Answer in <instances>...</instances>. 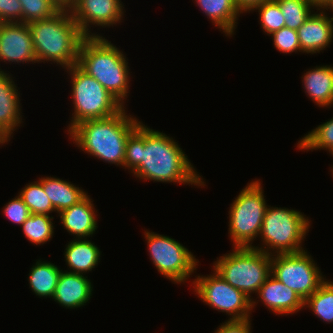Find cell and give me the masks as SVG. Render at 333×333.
Returning a JSON list of instances; mask_svg holds the SVG:
<instances>
[{"instance_id":"obj_19","label":"cell","mask_w":333,"mask_h":333,"mask_svg":"<svg viewBox=\"0 0 333 333\" xmlns=\"http://www.w3.org/2000/svg\"><path fill=\"white\" fill-rule=\"evenodd\" d=\"M303 76V88L308 97L319 107H331L333 105V66H316L306 71Z\"/></svg>"},{"instance_id":"obj_30","label":"cell","mask_w":333,"mask_h":333,"mask_svg":"<svg viewBox=\"0 0 333 333\" xmlns=\"http://www.w3.org/2000/svg\"><path fill=\"white\" fill-rule=\"evenodd\" d=\"M22 6V23L47 19L56 14L60 8L52 0H19Z\"/></svg>"},{"instance_id":"obj_4","label":"cell","mask_w":333,"mask_h":333,"mask_svg":"<svg viewBox=\"0 0 333 333\" xmlns=\"http://www.w3.org/2000/svg\"><path fill=\"white\" fill-rule=\"evenodd\" d=\"M126 56L105 37H85L79 47L77 65L124 104L129 89Z\"/></svg>"},{"instance_id":"obj_34","label":"cell","mask_w":333,"mask_h":333,"mask_svg":"<svg viewBox=\"0 0 333 333\" xmlns=\"http://www.w3.org/2000/svg\"><path fill=\"white\" fill-rule=\"evenodd\" d=\"M230 320L219 325V328L214 333H251V320Z\"/></svg>"},{"instance_id":"obj_37","label":"cell","mask_w":333,"mask_h":333,"mask_svg":"<svg viewBox=\"0 0 333 333\" xmlns=\"http://www.w3.org/2000/svg\"><path fill=\"white\" fill-rule=\"evenodd\" d=\"M60 9L69 10L75 0H52Z\"/></svg>"},{"instance_id":"obj_15","label":"cell","mask_w":333,"mask_h":333,"mask_svg":"<svg viewBox=\"0 0 333 333\" xmlns=\"http://www.w3.org/2000/svg\"><path fill=\"white\" fill-rule=\"evenodd\" d=\"M257 295L263 305L276 315L294 314L305 308L301 297L272 274L261 285Z\"/></svg>"},{"instance_id":"obj_7","label":"cell","mask_w":333,"mask_h":333,"mask_svg":"<svg viewBox=\"0 0 333 333\" xmlns=\"http://www.w3.org/2000/svg\"><path fill=\"white\" fill-rule=\"evenodd\" d=\"M66 70L71 75V96L74 104V113L68 131L81 121L108 118L124 108L114 95L77 64Z\"/></svg>"},{"instance_id":"obj_11","label":"cell","mask_w":333,"mask_h":333,"mask_svg":"<svg viewBox=\"0 0 333 333\" xmlns=\"http://www.w3.org/2000/svg\"><path fill=\"white\" fill-rule=\"evenodd\" d=\"M213 272L207 277L202 275L194 279L195 294L213 309L226 312L232 317L230 320L250 319L257 301L231 286L214 270Z\"/></svg>"},{"instance_id":"obj_20","label":"cell","mask_w":333,"mask_h":333,"mask_svg":"<svg viewBox=\"0 0 333 333\" xmlns=\"http://www.w3.org/2000/svg\"><path fill=\"white\" fill-rule=\"evenodd\" d=\"M65 261L71 273L83 274L92 271L100 262V249L88 239H74L66 245Z\"/></svg>"},{"instance_id":"obj_28","label":"cell","mask_w":333,"mask_h":333,"mask_svg":"<svg viewBox=\"0 0 333 333\" xmlns=\"http://www.w3.org/2000/svg\"><path fill=\"white\" fill-rule=\"evenodd\" d=\"M285 20V27L297 30L315 8L308 0H276ZM313 8V9H312Z\"/></svg>"},{"instance_id":"obj_25","label":"cell","mask_w":333,"mask_h":333,"mask_svg":"<svg viewBox=\"0 0 333 333\" xmlns=\"http://www.w3.org/2000/svg\"><path fill=\"white\" fill-rule=\"evenodd\" d=\"M52 216L31 214L22 224L23 233L34 245H43L53 238L54 224Z\"/></svg>"},{"instance_id":"obj_17","label":"cell","mask_w":333,"mask_h":333,"mask_svg":"<svg viewBox=\"0 0 333 333\" xmlns=\"http://www.w3.org/2000/svg\"><path fill=\"white\" fill-rule=\"evenodd\" d=\"M92 202L90 196L86 195L81 201L59 213L60 223L67 232L76 235L75 239H87L98 228L97 210Z\"/></svg>"},{"instance_id":"obj_2","label":"cell","mask_w":333,"mask_h":333,"mask_svg":"<svg viewBox=\"0 0 333 333\" xmlns=\"http://www.w3.org/2000/svg\"><path fill=\"white\" fill-rule=\"evenodd\" d=\"M140 123L128 115L124 107L108 118L81 121L68 133L73 143L85 153L124 167L126 141Z\"/></svg>"},{"instance_id":"obj_21","label":"cell","mask_w":333,"mask_h":333,"mask_svg":"<svg viewBox=\"0 0 333 333\" xmlns=\"http://www.w3.org/2000/svg\"><path fill=\"white\" fill-rule=\"evenodd\" d=\"M52 203L56 213L70 208L81 201L87 192L66 180L55 177H42L38 180Z\"/></svg>"},{"instance_id":"obj_5","label":"cell","mask_w":333,"mask_h":333,"mask_svg":"<svg viewBox=\"0 0 333 333\" xmlns=\"http://www.w3.org/2000/svg\"><path fill=\"white\" fill-rule=\"evenodd\" d=\"M305 216L297 210L268 206L259 235L264 246L252 247L271 256L303 251L302 241L310 228Z\"/></svg>"},{"instance_id":"obj_23","label":"cell","mask_w":333,"mask_h":333,"mask_svg":"<svg viewBox=\"0 0 333 333\" xmlns=\"http://www.w3.org/2000/svg\"><path fill=\"white\" fill-rule=\"evenodd\" d=\"M61 271L57 265L38 260L31 268L28 281L32 292L39 297L52 298L58 283Z\"/></svg>"},{"instance_id":"obj_29","label":"cell","mask_w":333,"mask_h":333,"mask_svg":"<svg viewBox=\"0 0 333 333\" xmlns=\"http://www.w3.org/2000/svg\"><path fill=\"white\" fill-rule=\"evenodd\" d=\"M254 10H258L261 28L267 35L285 27L284 16L276 0L264 1L254 6L250 11Z\"/></svg>"},{"instance_id":"obj_6","label":"cell","mask_w":333,"mask_h":333,"mask_svg":"<svg viewBox=\"0 0 333 333\" xmlns=\"http://www.w3.org/2000/svg\"><path fill=\"white\" fill-rule=\"evenodd\" d=\"M213 267L227 283L250 298L271 274V255L253 247H233Z\"/></svg>"},{"instance_id":"obj_9","label":"cell","mask_w":333,"mask_h":333,"mask_svg":"<svg viewBox=\"0 0 333 333\" xmlns=\"http://www.w3.org/2000/svg\"><path fill=\"white\" fill-rule=\"evenodd\" d=\"M150 258L158 272L175 284L185 283L196 270L198 262L193 253L175 239L146 230Z\"/></svg>"},{"instance_id":"obj_35","label":"cell","mask_w":333,"mask_h":333,"mask_svg":"<svg viewBox=\"0 0 333 333\" xmlns=\"http://www.w3.org/2000/svg\"><path fill=\"white\" fill-rule=\"evenodd\" d=\"M235 4L237 5V7L240 9V11L243 13H247L250 12V10L260 4L263 3L264 1L267 0H234Z\"/></svg>"},{"instance_id":"obj_33","label":"cell","mask_w":333,"mask_h":333,"mask_svg":"<svg viewBox=\"0 0 333 333\" xmlns=\"http://www.w3.org/2000/svg\"><path fill=\"white\" fill-rule=\"evenodd\" d=\"M21 22L22 6L19 0H0V23Z\"/></svg>"},{"instance_id":"obj_10","label":"cell","mask_w":333,"mask_h":333,"mask_svg":"<svg viewBox=\"0 0 333 333\" xmlns=\"http://www.w3.org/2000/svg\"><path fill=\"white\" fill-rule=\"evenodd\" d=\"M271 274L294 290L303 301L326 280L307 250L272 255Z\"/></svg>"},{"instance_id":"obj_18","label":"cell","mask_w":333,"mask_h":333,"mask_svg":"<svg viewBox=\"0 0 333 333\" xmlns=\"http://www.w3.org/2000/svg\"><path fill=\"white\" fill-rule=\"evenodd\" d=\"M9 73L0 72V131L9 139L22 123L20 98Z\"/></svg>"},{"instance_id":"obj_13","label":"cell","mask_w":333,"mask_h":333,"mask_svg":"<svg viewBox=\"0 0 333 333\" xmlns=\"http://www.w3.org/2000/svg\"><path fill=\"white\" fill-rule=\"evenodd\" d=\"M0 59L14 63H37L31 31L21 22L0 23ZM0 72L4 70L0 69Z\"/></svg>"},{"instance_id":"obj_31","label":"cell","mask_w":333,"mask_h":333,"mask_svg":"<svg viewBox=\"0 0 333 333\" xmlns=\"http://www.w3.org/2000/svg\"><path fill=\"white\" fill-rule=\"evenodd\" d=\"M273 37L274 47L282 53L302 52L298 40V33L295 29L282 27L278 31L270 34Z\"/></svg>"},{"instance_id":"obj_26","label":"cell","mask_w":333,"mask_h":333,"mask_svg":"<svg viewBox=\"0 0 333 333\" xmlns=\"http://www.w3.org/2000/svg\"><path fill=\"white\" fill-rule=\"evenodd\" d=\"M18 195L29 208L31 214L49 215V213L55 211L51 201L43 189L42 184L39 181H34V183L25 185Z\"/></svg>"},{"instance_id":"obj_14","label":"cell","mask_w":333,"mask_h":333,"mask_svg":"<svg viewBox=\"0 0 333 333\" xmlns=\"http://www.w3.org/2000/svg\"><path fill=\"white\" fill-rule=\"evenodd\" d=\"M312 13L297 29L302 53H319L333 40V17H328L325 9ZM318 13V14H317Z\"/></svg>"},{"instance_id":"obj_1","label":"cell","mask_w":333,"mask_h":333,"mask_svg":"<svg viewBox=\"0 0 333 333\" xmlns=\"http://www.w3.org/2000/svg\"><path fill=\"white\" fill-rule=\"evenodd\" d=\"M124 167L144 181L205 186L178 143L142 122L126 141Z\"/></svg>"},{"instance_id":"obj_22","label":"cell","mask_w":333,"mask_h":333,"mask_svg":"<svg viewBox=\"0 0 333 333\" xmlns=\"http://www.w3.org/2000/svg\"><path fill=\"white\" fill-rule=\"evenodd\" d=\"M207 18L222 30L226 36H232L237 19L242 13L234 0H195ZM240 13V14H239Z\"/></svg>"},{"instance_id":"obj_36","label":"cell","mask_w":333,"mask_h":333,"mask_svg":"<svg viewBox=\"0 0 333 333\" xmlns=\"http://www.w3.org/2000/svg\"><path fill=\"white\" fill-rule=\"evenodd\" d=\"M315 9H327L328 6L333 2V0H308Z\"/></svg>"},{"instance_id":"obj_12","label":"cell","mask_w":333,"mask_h":333,"mask_svg":"<svg viewBox=\"0 0 333 333\" xmlns=\"http://www.w3.org/2000/svg\"><path fill=\"white\" fill-rule=\"evenodd\" d=\"M123 6L121 0H75L69 11L85 37H100L91 33L90 25L104 28L120 23L125 15Z\"/></svg>"},{"instance_id":"obj_8","label":"cell","mask_w":333,"mask_h":333,"mask_svg":"<svg viewBox=\"0 0 333 333\" xmlns=\"http://www.w3.org/2000/svg\"><path fill=\"white\" fill-rule=\"evenodd\" d=\"M259 181L245 186L230 206L228 233L234 247H252V242L260 235L268 205Z\"/></svg>"},{"instance_id":"obj_39","label":"cell","mask_w":333,"mask_h":333,"mask_svg":"<svg viewBox=\"0 0 333 333\" xmlns=\"http://www.w3.org/2000/svg\"><path fill=\"white\" fill-rule=\"evenodd\" d=\"M328 9L333 12V2L328 6V8L326 10L328 11Z\"/></svg>"},{"instance_id":"obj_24","label":"cell","mask_w":333,"mask_h":333,"mask_svg":"<svg viewBox=\"0 0 333 333\" xmlns=\"http://www.w3.org/2000/svg\"><path fill=\"white\" fill-rule=\"evenodd\" d=\"M320 320L333 323V282L325 280L319 288L304 301Z\"/></svg>"},{"instance_id":"obj_27","label":"cell","mask_w":333,"mask_h":333,"mask_svg":"<svg viewBox=\"0 0 333 333\" xmlns=\"http://www.w3.org/2000/svg\"><path fill=\"white\" fill-rule=\"evenodd\" d=\"M298 149L311 150L325 149L329 152L333 150V118L329 121L317 126L308 132L300 141H298Z\"/></svg>"},{"instance_id":"obj_3","label":"cell","mask_w":333,"mask_h":333,"mask_svg":"<svg viewBox=\"0 0 333 333\" xmlns=\"http://www.w3.org/2000/svg\"><path fill=\"white\" fill-rule=\"evenodd\" d=\"M28 26L37 63L52 61L64 69L78 63L79 47L85 36L69 10L60 9L52 17Z\"/></svg>"},{"instance_id":"obj_16","label":"cell","mask_w":333,"mask_h":333,"mask_svg":"<svg viewBox=\"0 0 333 333\" xmlns=\"http://www.w3.org/2000/svg\"><path fill=\"white\" fill-rule=\"evenodd\" d=\"M93 286L83 274L61 271L52 299L59 305L75 309L85 305L91 298Z\"/></svg>"},{"instance_id":"obj_32","label":"cell","mask_w":333,"mask_h":333,"mask_svg":"<svg viewBox=\"0 0 333 333\" xmlns=\"http://www.w3.org/2000/svg\"><path fill=\"white\" fill-rule=\"evenodd\" d=\"M3 213L9 221L21 226L31 215L29 208L19 195L4 206Z\"/></svg>"},{"instance_id":"obj_38","label":"cell","mask_w":333,"mask_h":333,"mask_svg":"<svg viewBox=\"0 0 333 333\" xmlns=\"http://www.w3.org/2000/svg\"><path fill=\"white\" fill-rule=\"evenodd\" d=\"M8 138L0 131V144L8 143Z\"/></svg>"}]
</instances>
